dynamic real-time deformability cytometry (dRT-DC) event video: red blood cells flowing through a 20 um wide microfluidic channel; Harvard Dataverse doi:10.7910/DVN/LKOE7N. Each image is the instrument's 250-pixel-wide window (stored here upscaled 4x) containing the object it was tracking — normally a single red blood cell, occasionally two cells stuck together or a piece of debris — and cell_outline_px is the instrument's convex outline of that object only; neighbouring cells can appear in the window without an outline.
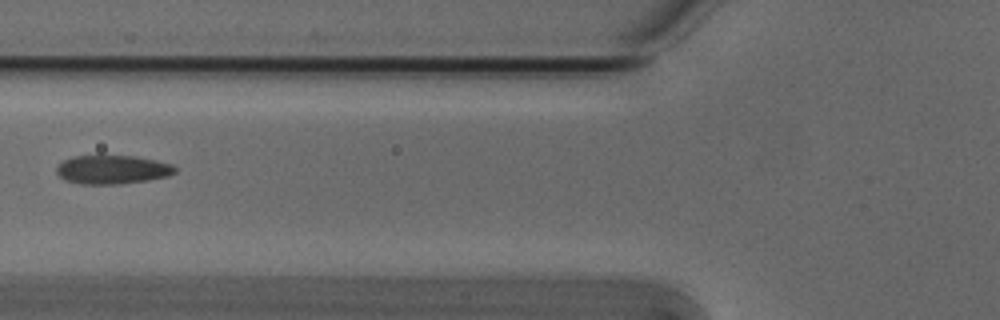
{"species": "Egyptian fruit bat (a non-hibernating species)", "species_latin": "Rousettus aegyptiacus", "temperature_condition": "cold", "stored_images_in_passage": 3, "camera_frame_rate_fps": 3000, "um_per_image_px": 0.085, "animal": {"sex": "male"}, "frame": {"image": 1, "passage_image": 2, "time_ms": 0.333, "image_size_px": [1000, 320], "cell_outline_px": [[176, 172], [168, 176], [148, 180], [120, 184], [80, 184], [64, 180], [56, 172], [56, 168], [64, 160], [72, 156], [132, 156], [172, 164], [176, 168]], "centroid_in_image_um": [9.53, 14.43], "position_along_channel_um": 116.3, "area_um2": 19.71}}